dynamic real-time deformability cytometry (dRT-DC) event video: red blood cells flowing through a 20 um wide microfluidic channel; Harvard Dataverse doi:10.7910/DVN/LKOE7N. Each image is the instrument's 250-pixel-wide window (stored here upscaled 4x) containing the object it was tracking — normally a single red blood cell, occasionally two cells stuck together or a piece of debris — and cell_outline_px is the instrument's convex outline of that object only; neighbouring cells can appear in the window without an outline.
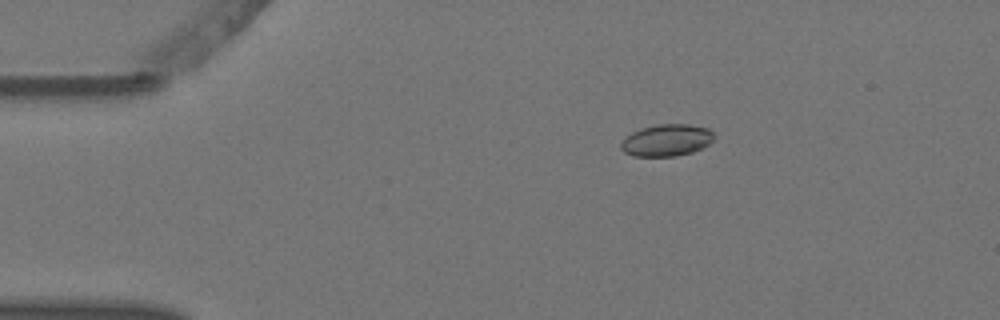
{"species": "Egyptian fruit bat (a non-hibernating species)", "species_latin": "Rousettus aegyptiacus", "temperature_condition": "warm", "stored_images_in_passage": 7, "camera_frame_rate_fps": 3000, "um_per_image_px": 0.085, "animal": {"sex": "female"}, "frame": {"image": 1, "passage_image": 2, "time_ms": 0.333, "image_size_px": [1000, 320], "cell_outline_px": [[712, 140], [708, 144], [692, 152], [676, 156], [632, 156], [624, 152], [620, 148], [620, 144], [632, 132], [640, 128], [656, 124], [688, 124], [708, 128], [712, 132]], "centroid_in_image_um": [56.63, 11.91], "position_along_channel_um": 28.4, "area_um2": 17.17}}
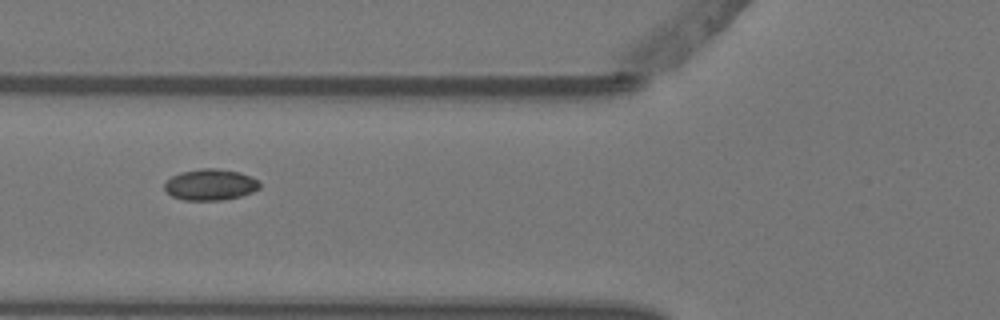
{"frame": {"image": 2, "passage_image": 5, "time_ms": 1.333, "image_size_px": [1000, 320], "cell_outline_px": [[260, 188], [252, 192], [240, 196], [220, 200], [184, 200], [172, 196], [164, 188], [164, 184], [172, 176], [180, 172], [200, 168], [216, 168], [240, 172], [256, 180], [260, 184]], "centroid_in_image_um": [17.86, 15.69], "position_along_channel_um": 107.9, "area_um2": 17.17}}
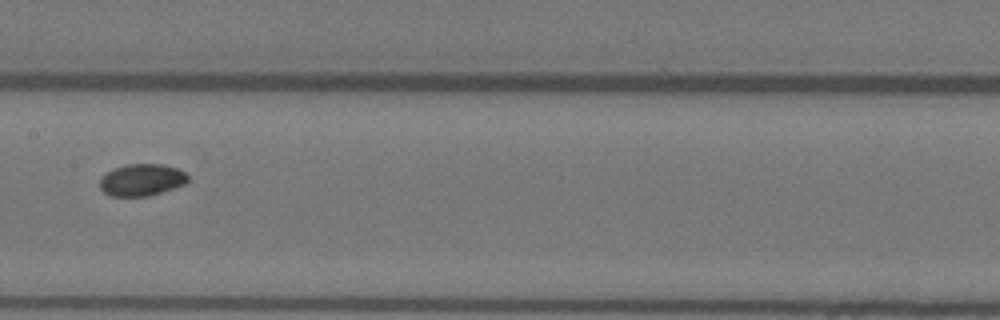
{"frame": {"image": 3, "passage_image": 7, "time_ms": 2.0, "image_size_px": [1000, 320], "cell_outline_px": [[188, 180], [184, 184], [148, 196], [112, 196], [104, 192], [100, 188], [100, 180], [108, 172], [116, 168], [128, 164], [164, 164], [176, 168], [184, 172], [188, 176]], "centroid_in_image_um": [12.05, 15.29], "position_along_channel_um": 195.3, "area_um2": 16.07}}